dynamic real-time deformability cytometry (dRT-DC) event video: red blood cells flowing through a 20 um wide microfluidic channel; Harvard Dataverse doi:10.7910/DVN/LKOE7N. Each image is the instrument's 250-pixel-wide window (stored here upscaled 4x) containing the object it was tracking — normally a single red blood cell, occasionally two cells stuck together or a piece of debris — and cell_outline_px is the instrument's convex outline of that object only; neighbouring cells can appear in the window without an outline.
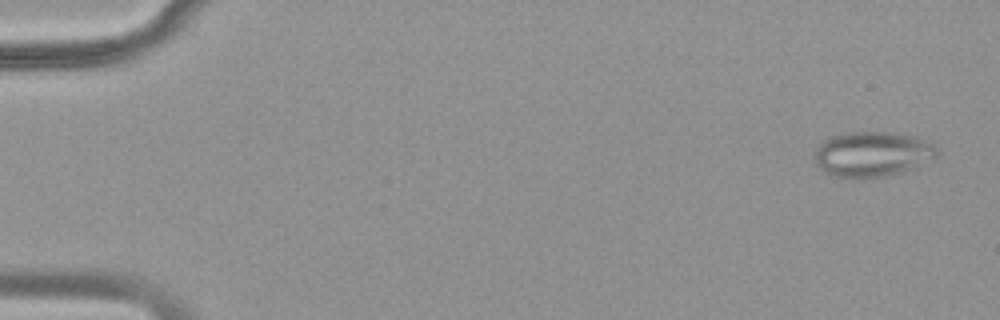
{"species": "common noctule bat (a hibernating species)", "species_latin": "Nyctalus noctula", "temperature_condition": "warm", "stored_images_in_passage": 10, "camera_frame_rate_fps": 3000, "um_per_image_px": 0.085, "animal": {"sex": "female", "body_mass_g": 18.4}, "frame": {"image": 1, "passage_image": 2, "time_ms": 0.333, "image_size_px": [1000, 320], "cell_outline_px": [[940, 152], [936, 156], [912, 168], [884, 176], [832, 176], [820, 168], [816, 164], [812, 152], [816, 144], [828, 136], [844, 132], [892, 132], [916, 136], [936, 144]], "centroid_in_image_um": [74.1, 13.04], "position_along_channel_um": 10.9, "area_um2": 32.31}}